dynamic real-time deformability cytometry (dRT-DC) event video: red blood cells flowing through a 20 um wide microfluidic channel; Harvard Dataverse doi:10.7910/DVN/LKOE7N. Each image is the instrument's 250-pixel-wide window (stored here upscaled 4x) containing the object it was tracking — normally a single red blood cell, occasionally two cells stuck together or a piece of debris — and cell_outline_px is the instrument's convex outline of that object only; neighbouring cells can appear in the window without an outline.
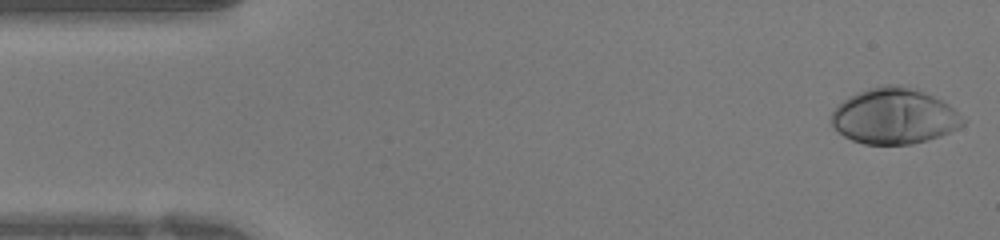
{"species": "human", "species_latin": "Homo sapiens", "temperature_condition": "warm", "stored_images_in_passage": 41, "camera_frame_rate_fps": 3000, "um_per_image_px": 0.085, "donor": {"sex": "female"}, "frame": {"image": 1, "passage_image": 1, "time_ms": 0.0, "image_size_px": [1000, 240], "cell_outline_px": [[968, 120], [964, 124], [940, 136], [928, 140], [912, 144], [864, 144], [852, 140], [844, 136], [832, 124], [832, 112], [848, 96], [856, 92], [868, 88], [884, 84], [900, 84], [920, 88], [948, 104]], "centroid_in_image_um": [76.04, 9.85], "position_along_channel_um": 9.0, "area_um2": 43.0}}
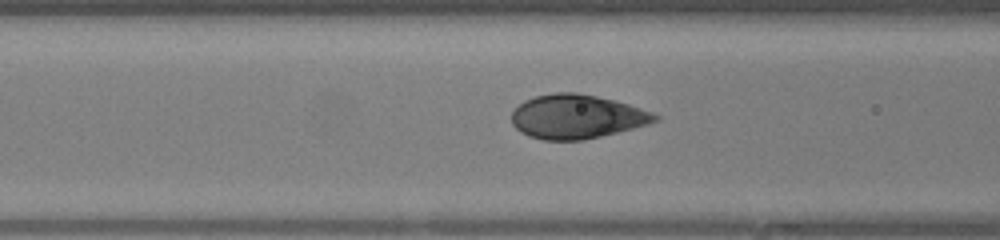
{"frame": {"image": 2, "passage_image": 15, "time_ms": 4.667, "image_size_px": [1000, 240], "cell_outline_px": [[660, 120], [648, 124], [584, 140], [544, 140], [528, 136], [520, 132], [512, 124], [512, 112], [524, 100], [536, 96], [556, 92], [576, 92], [596, 96], [628, 104], [652, 112], [660, 116]], "centroid_in_image_um": [49.01, 9.91], "position_along_channel_um": 117.6, "area_um2": 36.59}}
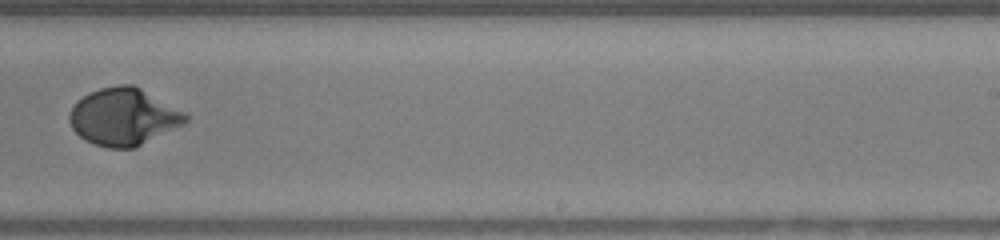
{"frame": {"image": 3, "passage_image": 25, "time_ms": 8.0, "image_size_px": [1000, 240], "cell_outline_px": [[188, 120], [184, 124], [136, 148], [108, 148], [84, 140], [72, 128], [68, 120], [68, 116], [76, 100], [100, 88], [120, 84], [132, 84], [140, 88], [184, 112], [188, 116]], "centroid_in_image_um": [10.49, 9.94], "position_along_channel_um": 278.5, "area_um2": 38.49}}